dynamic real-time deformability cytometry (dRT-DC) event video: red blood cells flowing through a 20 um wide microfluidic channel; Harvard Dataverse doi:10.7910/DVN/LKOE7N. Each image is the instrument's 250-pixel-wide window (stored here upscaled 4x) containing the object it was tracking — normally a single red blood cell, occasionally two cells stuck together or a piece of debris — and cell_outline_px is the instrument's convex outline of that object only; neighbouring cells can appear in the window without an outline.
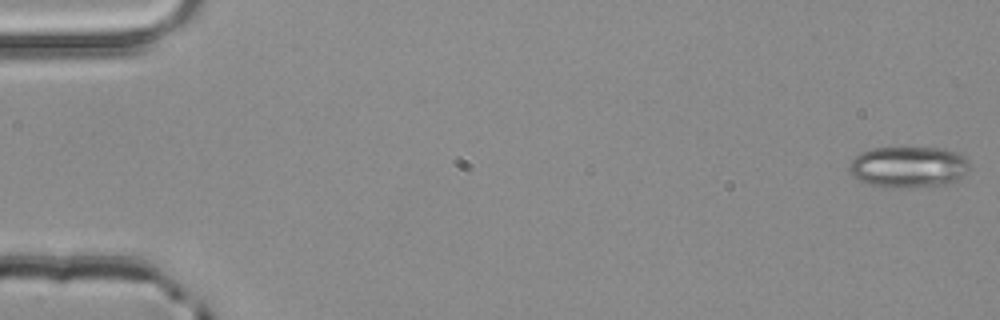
{"species": "common noctule bat (a hibernating species)", "species_latin": "Nyctalus noctula", "temperature_condition": "room temperature", "stored_images_in_passage": 4, "camera_frame_rate_fps": 3000, "um_per_image_px": 0.085, "animal": {"sex": "male", "body_mass_g": 20.4}, "frame": {"image": 1, "passage_image": 1, "time_ms": 0.0, "image_size_px": [1000, 320], "cell_outline_px": [[968, 172], [964, 176], [956, 180], [944, 184], [888, 188], [884, 188], [856, 180], [852, 176], [848, 168], [852, 160], [860, 152], [872, 148], [944, 148], [956, 152], [964, 156], [968, 160]], "centroid_in_image_um": [77.19, 14.19], "position_along_channel_um": 7.8, "area_um2": 28.9}}